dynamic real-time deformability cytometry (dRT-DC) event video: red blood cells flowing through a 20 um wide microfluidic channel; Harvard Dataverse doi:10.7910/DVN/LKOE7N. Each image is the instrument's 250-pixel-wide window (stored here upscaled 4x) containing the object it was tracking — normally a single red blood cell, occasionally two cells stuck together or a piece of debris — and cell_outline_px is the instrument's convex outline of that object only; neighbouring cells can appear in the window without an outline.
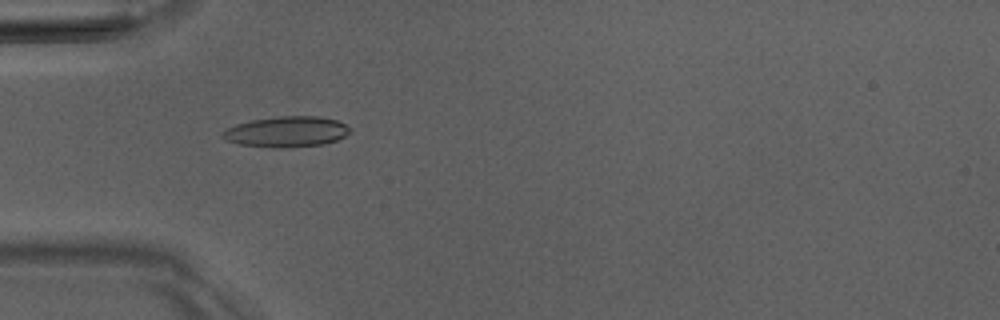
{"species": "Egyptian fruit bat (a non-hibernating species)", "species_latin": "Rousettus aegyptiacus", "temperature_condition": "room temperature", "stored_images_in_passage": 4, "camera_frame_rate_fps": 3000, "um_per_image_px": 0.085, "animal": {"sex": "male"}, "frame": {"image": 1, "passage_image": 3, "time_ms": 2.333, "image_size_px": [1000, 320], "cell_outline_px": [[352, 132], [336, 140], [324, 144], [276, 148], [240, 144], [228, 140], [220, 136], [220, 132], [236, 124], [252, 120], [280, 116], [320, 116], [336, 120], [352, 128]], "centroid_in_image_um": [24.37, 11.19], "position_along_channel_um": 60.6, "area_um2": 22.66}}